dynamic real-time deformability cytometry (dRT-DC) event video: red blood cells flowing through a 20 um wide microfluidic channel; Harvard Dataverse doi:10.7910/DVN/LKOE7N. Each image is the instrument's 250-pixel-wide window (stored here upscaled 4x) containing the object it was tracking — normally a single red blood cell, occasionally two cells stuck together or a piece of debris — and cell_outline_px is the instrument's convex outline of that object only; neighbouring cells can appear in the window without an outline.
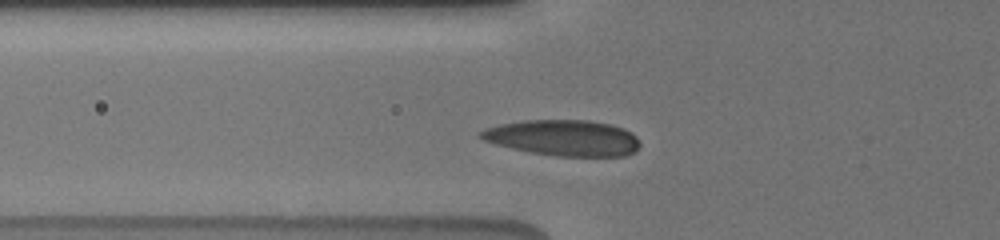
{"species": "human", "species_latin": "Homo sapiens", "temperature_condition": "cold", "stored_images_in_passage": 45, "camera_frame_rate_fps": 3000, "um_per_image_px": 0.085, "donor": {"sex": "male"}, "frame": {"image": 1, "passage_image": 10, "time_ms": 3.0, "image_size_px": [1000, 240], "cell_outline_px": [[640, 144], [632, 152], [620, 156], [564, 156], [536, 152], [516, 148], [484, 140], [480, 136], [480, 132], [488, 128], [504, 124], [532, 120], [584, 120], [608, 124], [620, 128], [636, 136]], "centroid_in_image_um": [47.94, 11.71], "position_along_channel_um": 77.9, "area_um2": 31.91}}
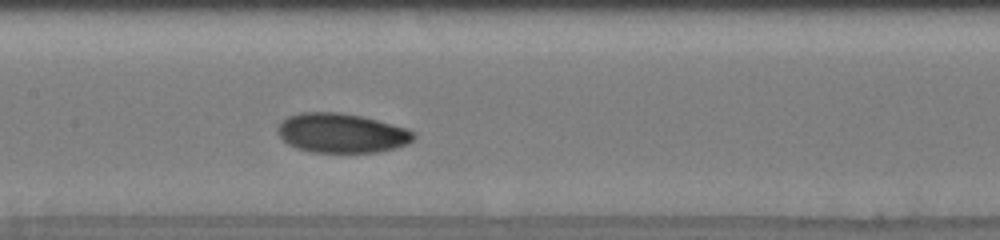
{"frame": {"image": 2, "passage_image": 18, "time_ms": 5.667, "image_size_px": [1000, 240], "cell_outline_px": [[412, 140], [404, 144], [392, 148], [372, 152], [316, 152], [300, 148], [284, 140], [280, 136], [280, 124], [284, 120], [292, 116], [304, 112], [332, 112], [360, 116], [404, 128], [412, 132]], "centroid_in_image_um": [29.02, 11.31], "position_along_channel_um": 178.4, "area_um2": 29.77}}
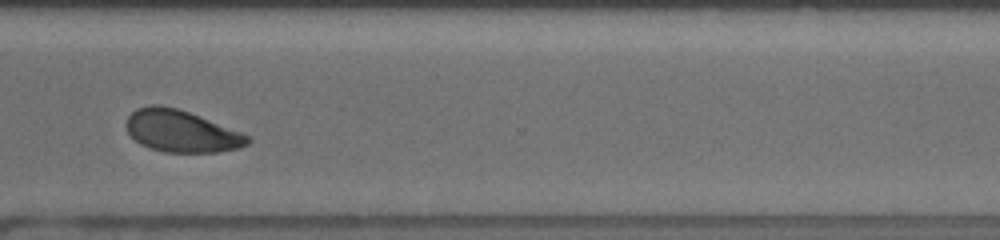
{"frame": {"image": 3, "passage_image": 32, "time_ms": 10.333, "image_size_px": [1000, 240], "cell_outline_px": [[252, 140], [248, 144], [236, 148], [216, 152], [164, 152], [140, 144], [128, 132], [128, 116], [132, 112], [140, 108], [176, 108], [188, 112], [240, 132], [248, 136]], "centroid_in_image_um": [15.45, 11.2], "position_along_channel_um": 355.1, "area_um2": 28.32}, "authors_computed_cell_mechanics": {"area_um2": 29.0156, "velocity_mm_per_s": 3.7942, "shape_relaxation_time_tau1_ms": 3.6538, "shape_relaxation_time_tau2_ms": 4.8047, "deformation_change_tau1": 0.1187, "deformation_change_tau2": 0.0793}}